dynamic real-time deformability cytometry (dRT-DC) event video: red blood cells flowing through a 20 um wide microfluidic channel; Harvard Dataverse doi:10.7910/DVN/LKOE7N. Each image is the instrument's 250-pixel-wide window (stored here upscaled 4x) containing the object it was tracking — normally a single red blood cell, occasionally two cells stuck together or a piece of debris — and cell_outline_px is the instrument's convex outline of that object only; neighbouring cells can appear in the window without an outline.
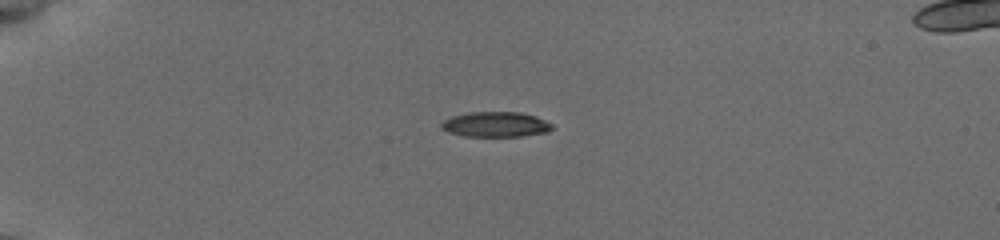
{"species": "common noctule bat (a hibernating species)", "species_latin": "Nyctalus noctula", "temperature_condition": "cold", "stored_images_in_passage": 40, "camera_frame_rate_fps": 3000, "um_per_image_px": 0.085, "animal": {"sex": "female", "body_mass_g": 19.5, "forearm_length_mm": 54.1}, "frame": {"image": 1, "passage_image": 1, "time_ms": 0.0, "image_size_px": [1000, 240], "cell_outline_px": [[552, 128], [548, 132], [520, 136], [464, 136], [448, 132], [440, 128], [440, 124], [444, 120], [452, 116], [472, 112], [520, 112], [536, 116], [552, 124]], "centroid_in_image_um": [42.11, 10.57], "position_along_channel_um": 42.9, "area_um2": 16.18}}
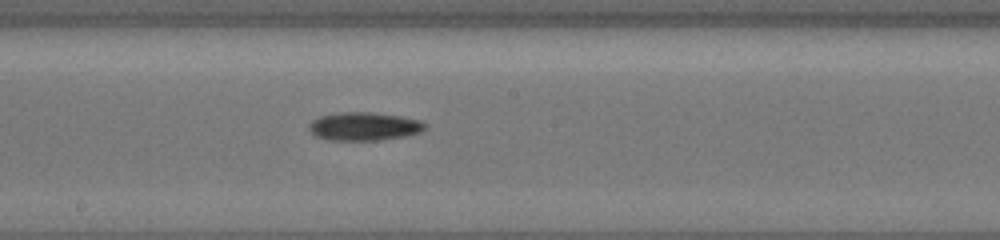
{"frame": {"image": 2, "passage_image": 18, "time_ms": 5.667, "image_size_px": [1000, 240], "cell_outline_px": [[428, 124], [420, 132], [404, 136], [380, 140], [328, 140], [312, 136], [308, 128], [308, 124], [312, 120], [320, 116], [340, 112], [372, 112], [400, 116], [420, 120]], "centroid_in_image_um": [30.9, 10.74], "position_along_channel_um": 217.3, "area_um2": 19.31}}
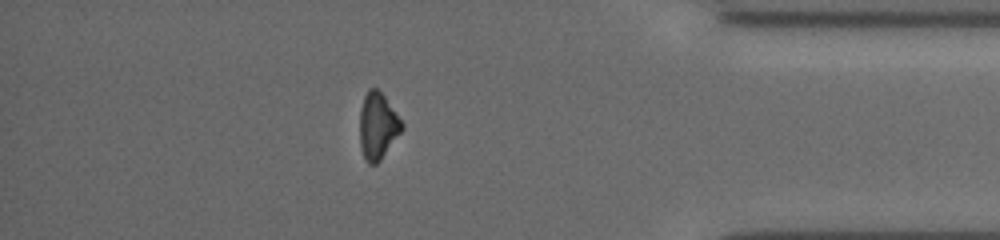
{"frame": {"image": 3, "passage_image": 34, "time_ms": 11.0, "image_size_px": [1000, 240], "cell_outline_px": [[404, 128], [380, 160], [376, 164], [368, 164], [364, 156], [360, 144], [360, 108], [364, 96], [368, 88], [376, 88], [384, 96], [404, 124]], "centroid_in_image_um": [32.1, 10.7], "position_along_channel_um": 403.1, "area_um2": 16.18}, "authors_computed_cell_mechanics": {"area_um2": 17.6868, "velocity_mm_per_s": 3.9449, "shape_relaxation_time_tau1_ms": 4.0911, "shape_relaxation_time_tau2_ms": null, "deformation_change_tau1": 0.1119, "deformation_change_tau2": null}}